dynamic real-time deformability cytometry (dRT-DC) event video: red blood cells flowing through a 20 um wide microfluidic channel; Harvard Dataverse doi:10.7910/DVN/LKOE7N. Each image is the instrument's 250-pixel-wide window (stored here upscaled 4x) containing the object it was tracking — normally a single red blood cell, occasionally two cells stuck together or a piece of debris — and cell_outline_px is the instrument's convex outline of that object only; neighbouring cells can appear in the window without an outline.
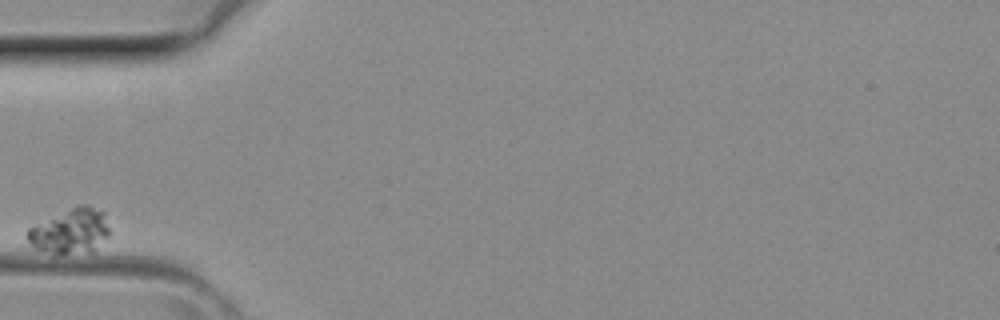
{"species": "common noctule bat (a hibernating species)", "species_latin": "Nyctalus noctula", "temperature_condition": "room temperature", "stored_images_in_passage": 1, "camera_frame_rate_fps": 3000, "um_per_image_px": 0.085, "animal": {"sex": "female", "body_mass_g": 29.2, "forearm_length_mm": 56.3}, "frame": {"image": 1, "passage_image": 1, "time_ms": 0.0, "image_size_px": [1000, 320], "cell_outline_px": [[112, 232], [96, 252], [60, 256], [56, 256], [24, 248], [24, 232], [28, 228], [76, 204], [88, 204], [104, 212]], "centroid_in_image_um": [5.91, 19.73], "position_along_channel_um": 79.1, "area_um2": 23.58}}